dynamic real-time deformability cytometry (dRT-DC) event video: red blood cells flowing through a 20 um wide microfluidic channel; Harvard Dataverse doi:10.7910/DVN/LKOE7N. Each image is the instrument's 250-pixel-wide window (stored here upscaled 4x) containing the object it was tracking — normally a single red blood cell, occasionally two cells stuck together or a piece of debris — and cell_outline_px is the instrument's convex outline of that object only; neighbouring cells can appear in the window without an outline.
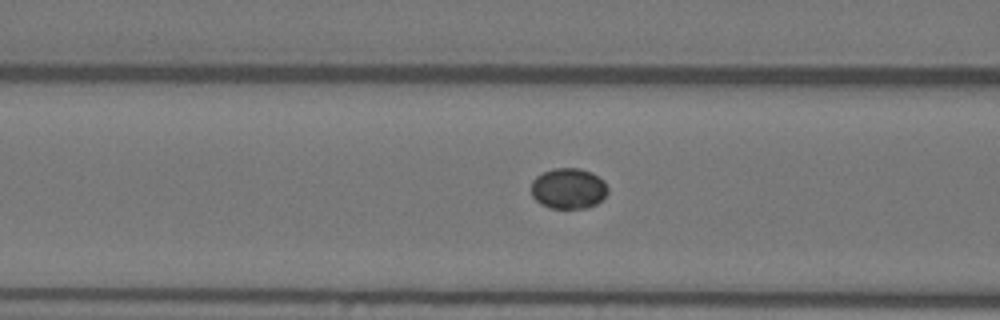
{"species": "Egyptian fruit bat (a non-hibernating species)", "species_latin": "Rousettus aegyptiacus", "temperature_condition": "warm", "stored_images_in_passage": 53, "camera_frame_rate_fps": 3000, "um_per_image_px": 0.085, "animal": {"sex": "female"}, "frame": {"image": 1, "passage_image": 23, "time_ms": 7.333, "image_size_px": [1000, 320], "cell_outline_px": [[608, 192], [596, 204], [588, 208], [548, 208], [540, 204], [532, 196], [532, 180], [536, 176], [552, 168], [580, 168], [592, 172], [604, 180], [608, 188]], "centroid_in_image_um": [48.32, 16.02], "position_along_channel_um": 118.3, "area_um2": 18.32}}
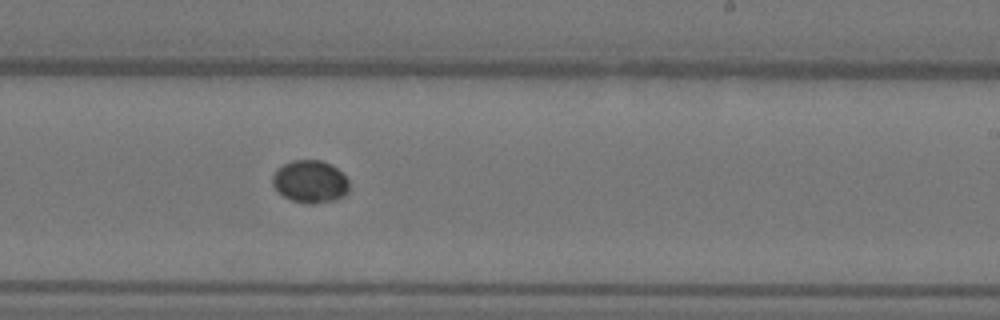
{"frame": {"image": 2, "passage_image": 35, "time_ms": 11.333, "image_size_px": [1000, 320], "cell_outline_px": [[348, 192], [344, 196], [336, 200], [312, 204], [308, 204], [292, 200], [284, 196], [272, 184], [272, 176], [284, 164], [292, 160], [320, 160], [336, 168], [348, 180]], "centroid_in_image_um": [26.37, 15.45], "position_along_channel_um": 262.6, "area_um2": 18.73}}
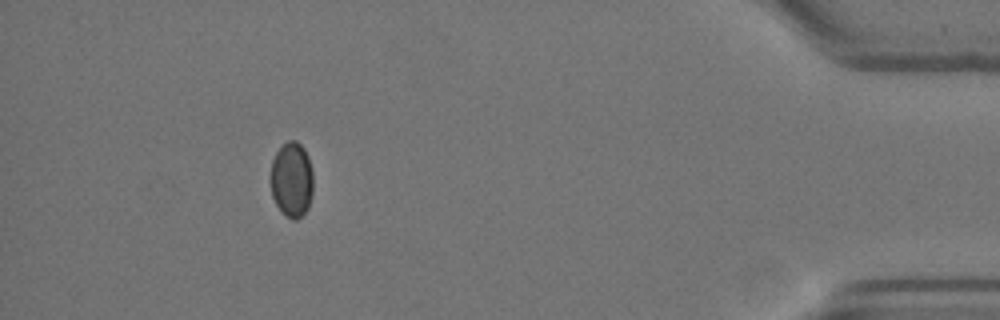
{"frame": {"image": 3, "passage_image": 52, "time_ms": 17.0, "image_size_px": [1000, 320], "cell_outline_px": [[312, 196], [308, 208], [296, 220], [292, 220], [280, 212], [272, 196], [268, 180], [272, 160], [276, 152], [288, 140], [296, 140], [304, 148], [308, 156], [312, 172]], "centroid_in_image_um": [24.76, 15.28], "position_along_channel_um": 410.4, "area_um2": 19.07}}